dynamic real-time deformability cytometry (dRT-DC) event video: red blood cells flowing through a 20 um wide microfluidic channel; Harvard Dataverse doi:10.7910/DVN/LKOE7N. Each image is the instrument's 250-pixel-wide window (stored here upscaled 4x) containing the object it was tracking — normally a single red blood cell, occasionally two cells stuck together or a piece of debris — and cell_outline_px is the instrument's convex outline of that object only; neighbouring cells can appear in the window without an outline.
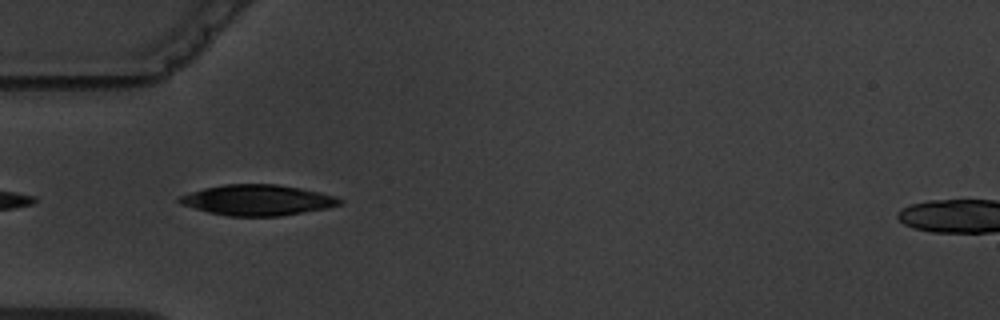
{"species": "common noctule bat (a hibernating species)", "species_latin": "Nyctalus noctula", "temperature_condition": "warm", "stored_images_in_passage": 2, "camera_frame_rate_fps": 3000, "um_per_image_px": 0.085, "animal": {"sex": "male", "body_mass_g": 19.5, "forearm_length_mm": 54.6}, "frame": {"image": 1, "passage_image": 1, "time_ms": 0.0, "image_size_px": [1000, 320], "cell_outline_px": [[344, 204], [328, 208], [280, 216], [228, 216], [208, 212], [180, 204], [176, 200], [180, 196], [204, 188], [224, 184], [276, 184], [300, 188], [320, 192], [336, 196], [344, 200]], "centroid_in_image_um": [21.93, 17.01], "position_along_channel_um": 63.1, "area_um2": 28.73}}
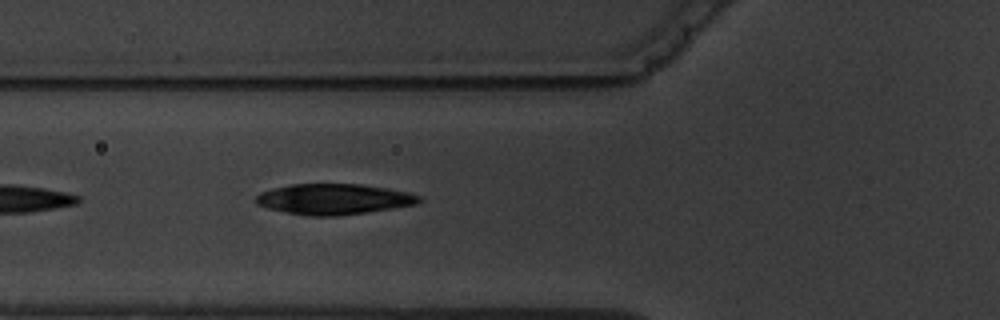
{"frame": {"image": 2, "passage_image": 2, "time_ms": 1.0, "image_size_px": [1000, 320], "cell_outline_px": [[424, 200], [416, 204], [364, 212], [336, 216], [312, 216], [288, 212], [268, 208], [256, 204], [256, 196], [260, 192], [272, 188], [292, 184], [360, 184], [388, 188], [408, 192], [420, 196]], "centroid_in_image_um": [28.37, 16.91], "position_along_channel_um": 97.4, "area_um2": 28.9}}